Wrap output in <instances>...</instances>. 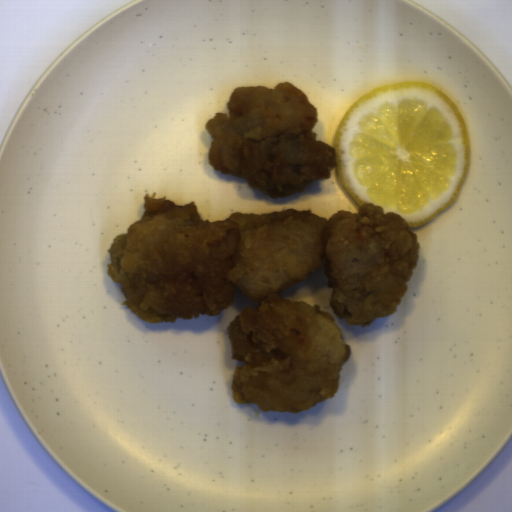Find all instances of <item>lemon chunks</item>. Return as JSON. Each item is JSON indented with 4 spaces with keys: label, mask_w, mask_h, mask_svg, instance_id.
<instances>
[{
    "label": "lemon chunks",
    "mask_w": 512,
    "mask_h": 512,
    "mask_svg": "<svg viewBox=\"0 0 512 512\" xmlns=\"http://www.w3.org/2000/svg\"><path fill=\"white\" fill-rule=\"evenodd\" d=\"M336 176L362 204L396 212L408 228L431 222L456 201L467 177L471 138L451 98L433 85L373 89L334 133Z\"/></svg>",
    "instance_id": "e0be4373"
}]
</instances>
